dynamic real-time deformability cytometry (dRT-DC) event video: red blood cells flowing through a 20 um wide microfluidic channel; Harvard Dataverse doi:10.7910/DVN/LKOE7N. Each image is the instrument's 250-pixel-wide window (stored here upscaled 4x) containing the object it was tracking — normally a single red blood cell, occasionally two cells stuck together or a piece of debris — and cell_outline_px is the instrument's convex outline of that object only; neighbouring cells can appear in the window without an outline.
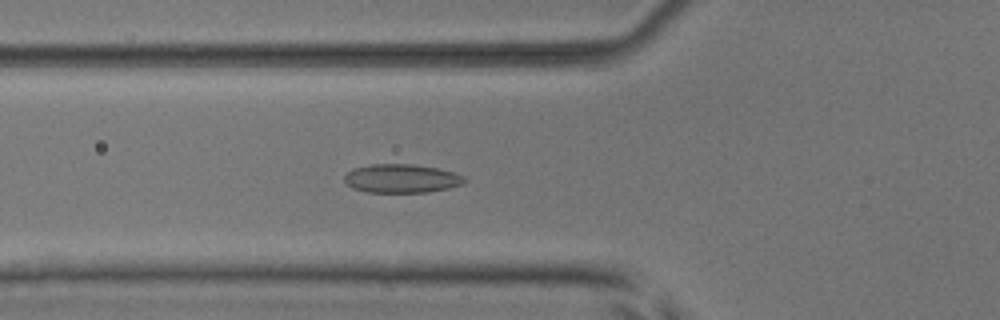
{"species": "common noctule bat (a hibernating species)", "species_latin": "Nyctalus noctula", "temperature_condition": "room temperature", "stored_images_in_passage": 54, "camera_frame_rate_fps": 3000, "um_per_image_px": 0.085, "animal": {"sex": "male", "body_mass_g": 17.9, "forearm_length_mm": 54.2}, "frame": {"image": 1, "passage_image": 20, "time_ms": 6.333, "image_size_px": [1000, 320], "cell_outline_px": [[468, 180], [464, 184], [448, 188], [428, 192], [364, 192], [352, 188], [344, 180], [344, 176], [352, 168], [372, 164], [412, 164], [436, 168], [456, 172], [464, 176]], "centroid_in_image_um": [34.15, 15.17], "position_along_channel_um": 91.6, "area_um2": 20.23}}
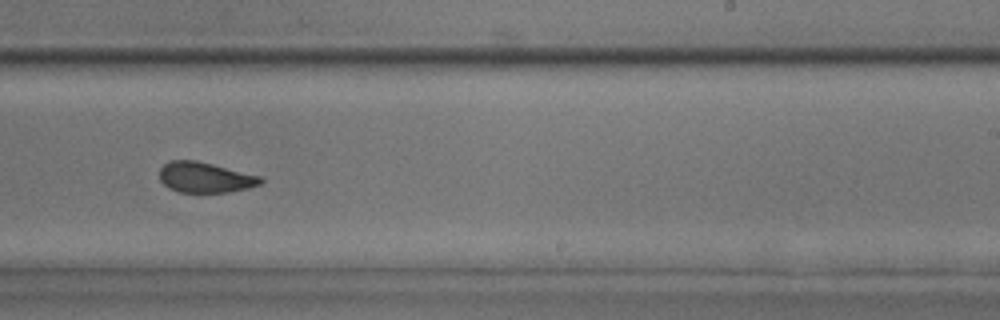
{"frame": {"image": 2, "passage_image": 34, "time_ms": 11.0, "image_size_px": [1000, 320], "cell_outline_px": [[264, 180], [260, 184], [248, 188], [228, 192], [180, 192], [168, 188], [160, 180], [160, 168], [168, 160], [196, 160], [264, 176]], "centroid_in_image_um": [17.46, 15.07], "position_along_channel_um": 271.5, "area_um2": 18.15}}
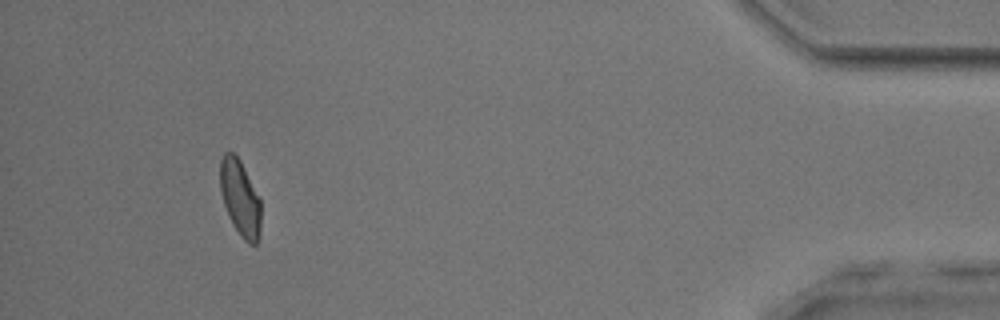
{"frame": {"image": 3, "passage_image": 50, "time_ms": 16.333, "image_size_px": [1000, 320], "cell_outline_px": [[260, 228], [256, 244], [248, 244], [244, 240], [232, 224], [224, 204], [220, 192], [220, 160], [224, 152], [232, 152], [240, 160], [260, 200]], "centroid_in_image_um": [20.39, 16.83], "position_along_channel_um": 414.8, "area_um2": 17.8}, "authors_computed_cell_mechanics": {"area_um2": 18.9873, "velocity_mm_per_s": 3.8643, "shape_relaxation_time_tau1_ms": null, "shape_relaxation_time_tau2_ms": 1.8595, "deformation_change_tau1": null, "deformation_change_tau2": 0.0723}}